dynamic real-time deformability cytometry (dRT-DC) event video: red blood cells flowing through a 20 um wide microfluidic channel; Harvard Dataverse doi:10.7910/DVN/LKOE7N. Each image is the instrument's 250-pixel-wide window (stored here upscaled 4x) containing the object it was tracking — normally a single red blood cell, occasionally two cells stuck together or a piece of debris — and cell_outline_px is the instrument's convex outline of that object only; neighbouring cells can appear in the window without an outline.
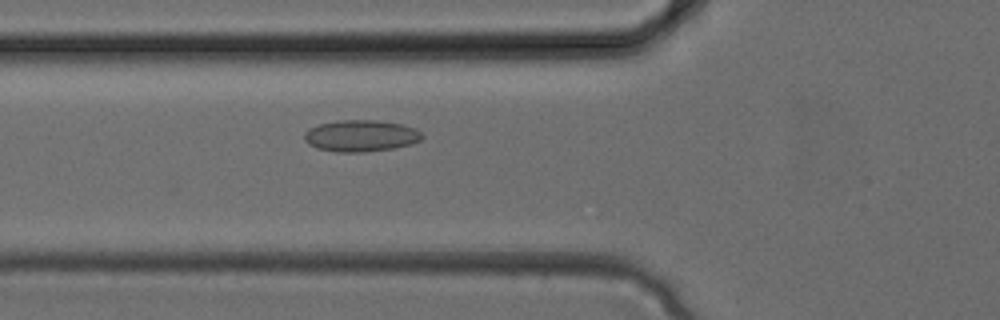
{"species": "common noctule bat (a hibernating species)", "species_latin": "Nyctalus noctula", "temperature_condition": "cold", "stored_images_in_passage": 27, "camera_frame_rate_fps": 3000, "um_per_image_px": 0.085, "animal": {"sex": "female", "body_mass_g": 24.6, "forearm_length_mm": 56.2}, "frame": {"image": 1, "passage_image": 5, "time_ms": 1.333, "image_size_px": [1000, 320], "cell_outline_px": [[424, 136], [420, 140], [412, 144], [392, 148], [364, 152], [336, 152], [316, 148], [308, 144], [304, 140], [304, 132], [308, 128], [320, 124], [340, 120], [376, 120], [404, 124], [416, 128]], "centroid_in_image_um": [30.67, 11.54], "position_along_channel_um": 95.1, "area_um2": 21.85}}
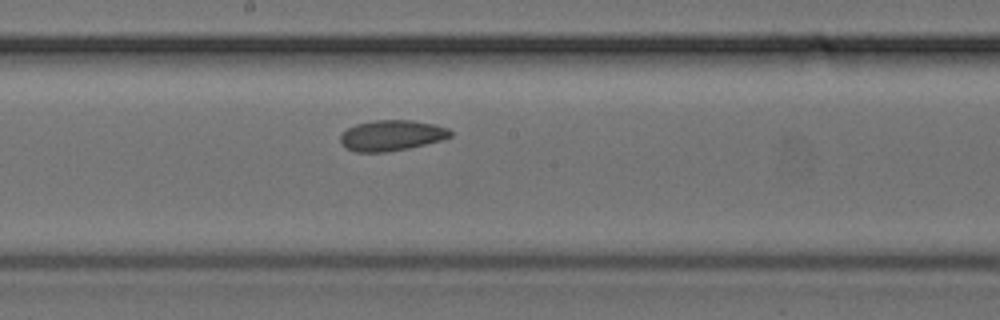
{"frame": {"image": 2, "passage_image": 11, "time_ms": 3.333, "image_size_px": [1000, 320], "cell_outline_px": [[452, 136], [440, 140], [408, 148], [388, 152], [356, 152], [344, 148], [340, 144], [340, 136], [348, 128], [356, 124], [372, 120], [412, 120], [432, 124], [448, 128], [452, 132]], "centroid_in_image_um": [33.24, 11.51], "position_along_channel_um": 215.0, "area_um2": 19.65}}
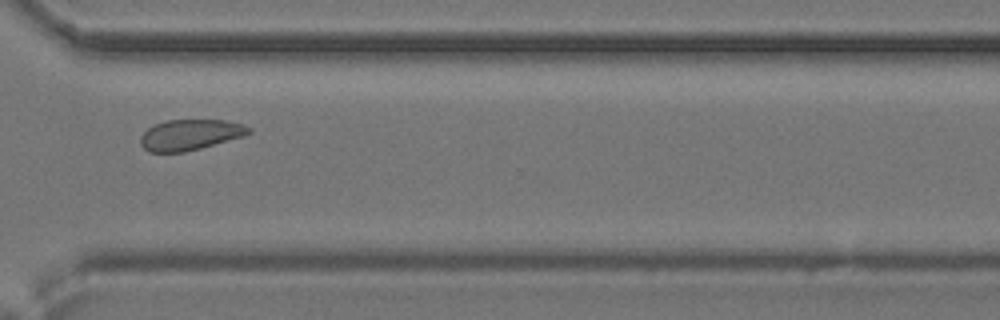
{"frame": {"image": 3, "passage_image": 18, "time_ms": 5.667, "image_size_px": [1000, 320], "cell_outline_px": [[252, 132], [244, 136], [200, 148], [184, 152], [148, 152], [140, 144], [140, 136], [148, 128], [156, 124], [168, 120], [224, 120], [244, 124], [252, 128]], "centroid_in_image_um": [16.18, 11.45], "position_along_channel_um": 354.4, "area_um2": 19.36}}